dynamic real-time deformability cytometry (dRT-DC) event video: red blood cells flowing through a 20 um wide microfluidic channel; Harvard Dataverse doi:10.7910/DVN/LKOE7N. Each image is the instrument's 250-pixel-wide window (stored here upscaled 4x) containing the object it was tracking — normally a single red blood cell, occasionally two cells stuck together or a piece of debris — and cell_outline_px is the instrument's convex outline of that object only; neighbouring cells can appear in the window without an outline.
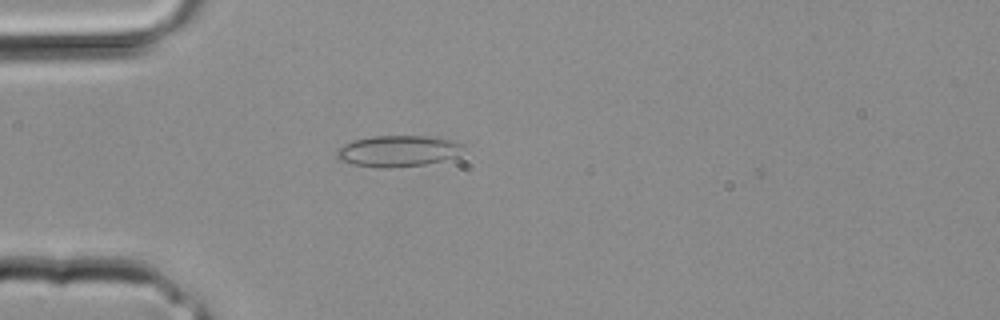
{"species": "common noctule bat (a hibernating species)", "species_latin": "Nyctalus noctula", "temperature_condition": "room temperature", "stored_images_in_passage": 31, "camera_frame_rate_fps": 3000, "um_per_image_px": 0.085, "animal": {"sex": "male", "body_mass_g": 20.4}, "frame": {"image": 1, "passage_image": 8, "time_ms": 2.333, "image_size_px": [1000, 320], "cell_outline_px": [[464, 144], [456, 156], [424, 164], [388, 168], [384, 168], [352, 164], [340, 160], [336, 156], [336, 152], [344, 144], [352, 140], [372, 136], [428, 136], [452, 140]], "centroid_in_image_um": [33.78, 12.82], "position_along_channel_um": 51.2, "area_um2": 22.72}}
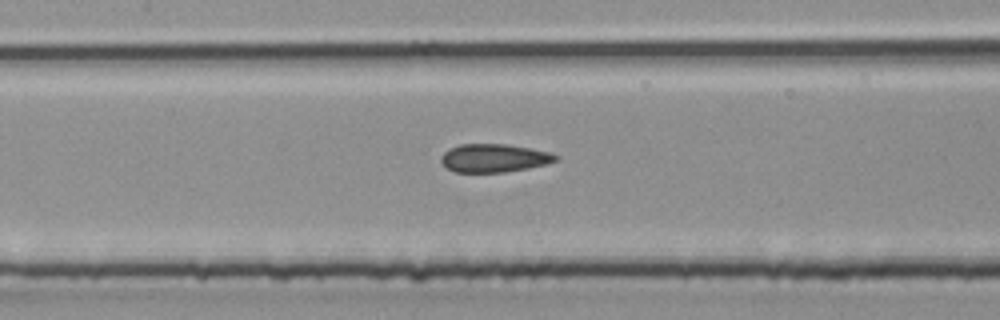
{"frame": {"image": 2, "passage_image": 14, "time_ms": 4.333, "image_size_px": [1000, 320], "cell_outline_px": [[560, 160], [528, 168], [504, 172], [456, 172], [448, 168], [440, 160], [440, 156], [448, 148], [460, 144], [504, 144], [552, 152], [560, 156]], "centroid_in_image_um": [42.01, 13.43], "position_along_channel_um": 165.4, "area_um2": 18.9}}
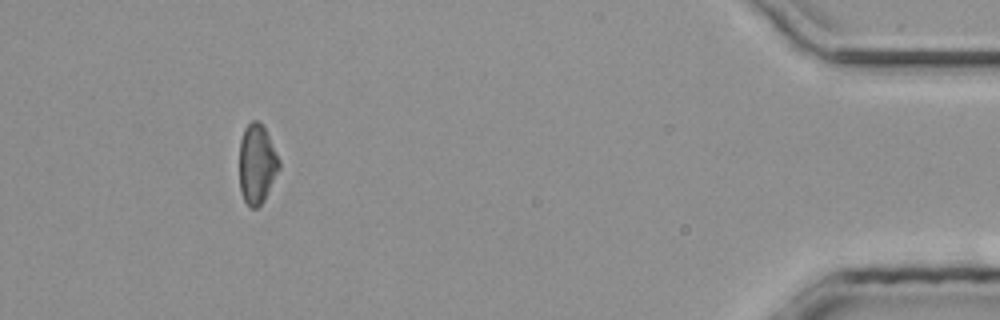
{"frame": {"image": 3, "passage_image": 29, "time_ms": 9.333, "image_size_px": [1000, 320], "cell_outline_px": [[280, 168], [264, 200], [256, 208], [248, 208], [244, 200], [240, 188], [240, 140], [244, 128], [252, 120], [256, 120], [264, 128], [280, 160]], "centroid_in_image_um": [21.83, 13.96], "position_along_channel_um": 413.4, "area_um2": 18.26}}